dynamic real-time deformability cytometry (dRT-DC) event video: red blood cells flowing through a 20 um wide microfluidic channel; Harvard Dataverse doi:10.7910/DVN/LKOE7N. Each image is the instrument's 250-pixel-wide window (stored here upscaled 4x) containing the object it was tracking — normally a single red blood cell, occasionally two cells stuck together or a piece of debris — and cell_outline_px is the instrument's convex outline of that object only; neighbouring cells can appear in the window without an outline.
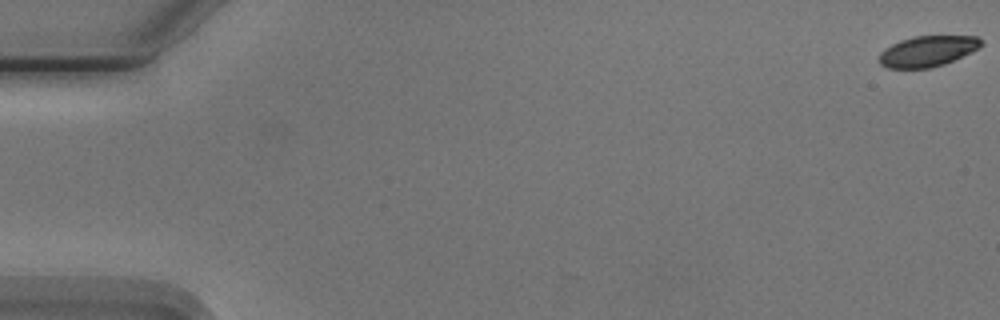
{"species": "Egyptian fruit bat (a non-hibernating species)", "species_latin": "Rousettus aegyptiacus", "temperature_condition": "cold", "stored_images_in_passage": 5, "camera_frame_rate_fps": 3000, "um_per_image_px": 0.085, "animal": {"sex": "male"}, "frame": {"image": 1, "passage_image": 1, "time_ms": 0.0, "image_size_px": [1000, 320], "cell_outline_px": [[980, 44], [976, 48], [944, 64], [928, 68], [888, 68], [880, 64], [880, 52], [884, 48], [900, 40], [916, 36], [976, 36], [980, 40]], "centroid_in_image_um": [78.76, 4.35], "position_along_channel_um": 6.2, "area_um2": 17.74}}
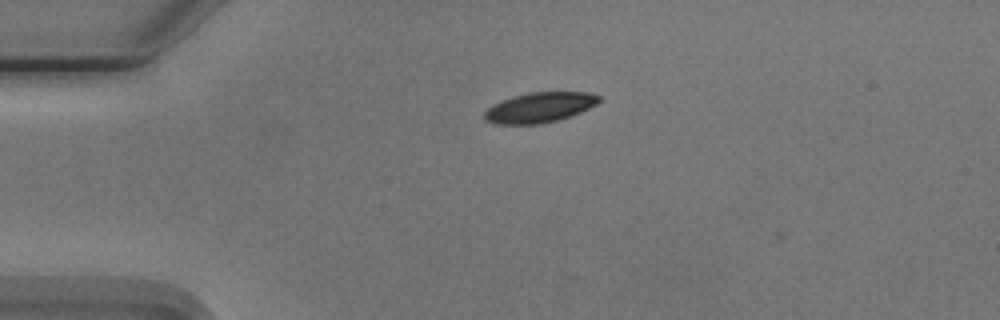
{"frame": {"image": 2, "passage_image": 4, "time_ms": 4.333, "image_size_px": [1000, 320], "cell_outline_px": [[600, 100], [596, 104], [580, 112], [556, 120], [540, 124], [496, 124], [484, 120], [484, 112], [492, 104], [512, 96], [528, 92], [588, 92], [600, 96]], "centroid_in_image_um": [45.82, 9.12], "position_along_channel_um": 39.2, "area_um2": 20.06}}